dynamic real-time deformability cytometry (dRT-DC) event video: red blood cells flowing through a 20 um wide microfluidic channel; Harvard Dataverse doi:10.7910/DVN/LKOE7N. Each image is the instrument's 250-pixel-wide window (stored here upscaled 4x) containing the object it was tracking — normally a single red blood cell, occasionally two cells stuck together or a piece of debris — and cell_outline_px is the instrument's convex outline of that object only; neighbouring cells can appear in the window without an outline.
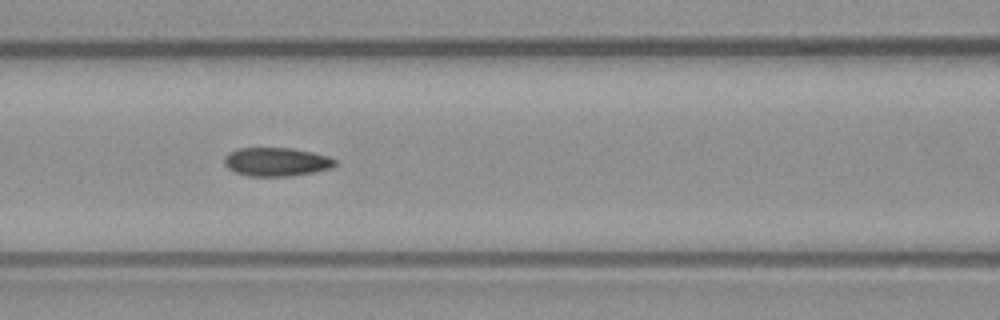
{"species": "common noctule bat (a hibernating species)", "species_latin": "Nyctalus noctula", "temperature_condition": "warm", "stored_images_in_passage": 36, "camera_frame_rate_fps": 3000, "um_per_image_px": 0.085, "animal": {"sex": "male", "body_mass_g": 23.1, "forearm_length_mm": 52.7}, "frame": {"image": 1, "passage_image": 6, "time_ms": 1.667, "image_size_px": [1000, 320], "cell_outline_px": [[328, 164], [316, 168], [296, 172], [248, 172], [236, 168], [228, 160], [244, 152], [296, 152], [316, 156], [328, 160]], "centroid_in_image_um": [23.52, 13.76], "position_along_channel_um": 143.1, "area_um2": 11.73}}
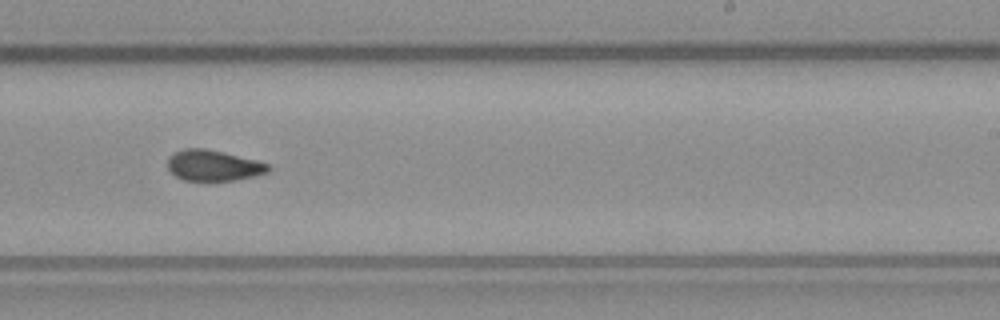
{"frame": {"image": 2, "passage_image": 16, "time_ms": 5.0, "image_size_px": [1000, 320], "cell_outline_px": [[264, 168], [256, 172], [236, 176], [184, 176], [176, 172], [172, 168], [172, 164], [180, 156], [188, 152], [208, 152], [228, 156], [260, 164]], "centroid_in_image_um": [18.1, 14.05], "position_along_channel_um": 270.9, "area_um2": 11.91}}
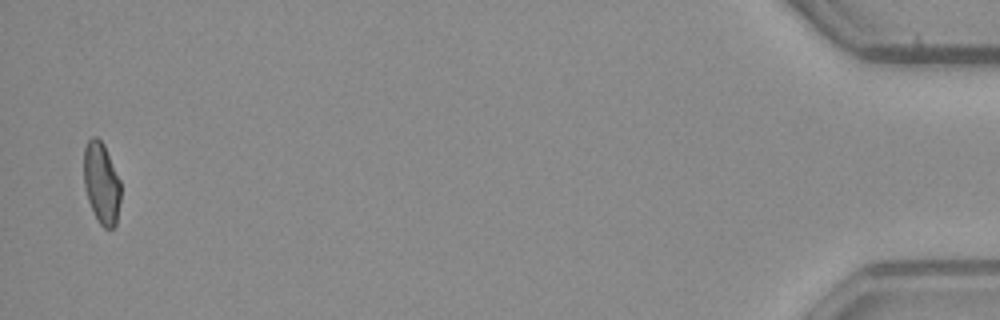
{"frame": {"image": 3, "passage_image": 36, "time_ms": 11.667, "image_size_px": [1000, 320], "cell_outline_px": [[120, 192], [116, 216], [112, 224], [104, 224], [100, 220], [92, 204], [92, 200], [100, 144], [104, 148], [120, 184]], "centroid_in_image_um": [8.99, 16.11], "position_along_channel_um": 426.2, "area_um2": 10.52}}